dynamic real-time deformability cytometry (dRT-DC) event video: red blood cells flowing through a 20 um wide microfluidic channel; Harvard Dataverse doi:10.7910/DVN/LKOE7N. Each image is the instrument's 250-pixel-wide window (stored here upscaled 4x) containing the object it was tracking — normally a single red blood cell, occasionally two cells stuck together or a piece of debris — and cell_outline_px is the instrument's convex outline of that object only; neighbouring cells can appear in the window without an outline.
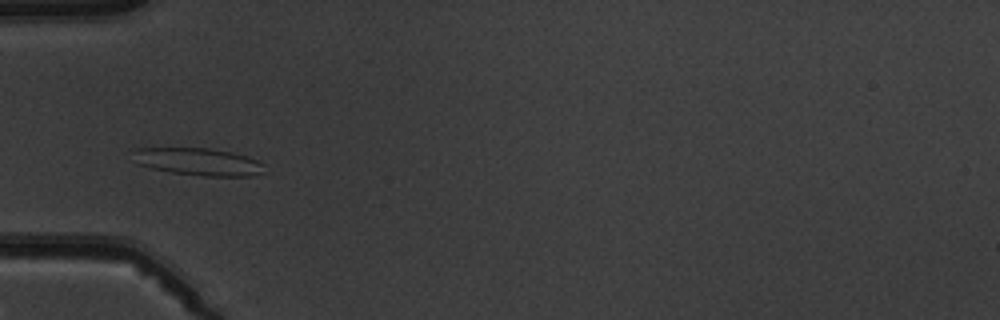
{"species": "common noctule bat (a hibernating species)", "species_latin": "Nyctalus noctula", "temperature_condition": "warm", "stored_images_in_passage": 7, "camera_frame_rate_fps": 3000, "um_per_image_px": 0.085, "animal": {"sex": "male", "body_mass_g": 19.5, "forearm_length_mm": 54.6}, "frame": {"image": 1, "passage_image": 4, "time_ms": 4.333, "image_size_px": [1000, 320], "cell_outline_px": [[264, 172], [252, 176], [204, 176], [172, 172], [152, 168], [136, 164], [136, 148], [212, 148], [232, 152], [248, 156], [264, 164]], "centroid_in_image_um": [16.93, 13.75], "position_along_channel_um": 68.1, "area_um2": 20.87}}
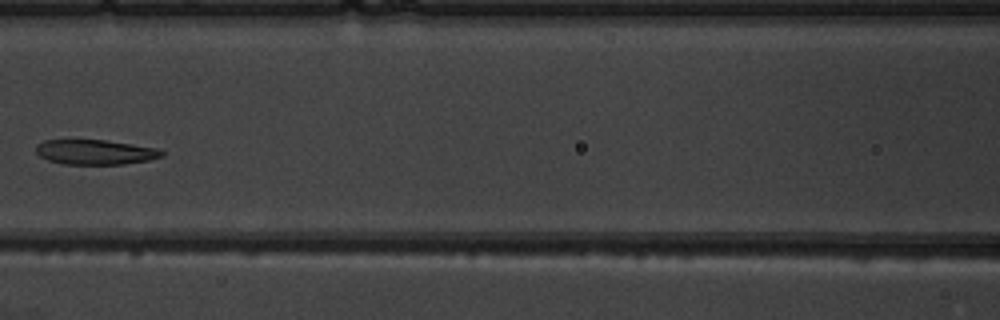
{"frame": {"image": 2, "passage_image": 6, "time_ms": 6.667, "image_size_px": [1000, 320], "cell_outline_px": [[164, 156], [148, 160], [124, 164], [64, 164], [48, 160], [40, 156], [36, 152], [36, 144], [44, 140], [104, 140], [132, 144], [156, 148], [164, 152]], "centroid_in_image_um": [8.08, 12.93], "position_along_channel_um": 158.5, "area_um2": 18.15}}
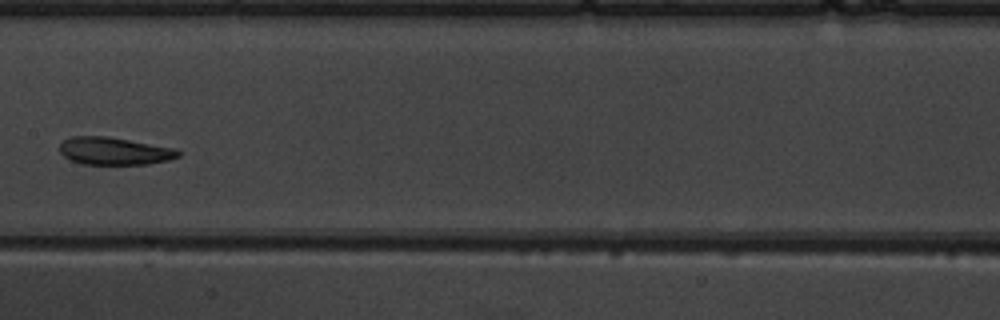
{"frame": {"image": 3, "passage_image": 7, "time_ms": 7.667, "image_size_px": [1000, 320], "cell_outline_px": [[184, 152], [180, 156], [168, 160], [148, 164], [80, 164], [64, 156], [60, 152], [60, 144], [64, 140], [72, 136], [108, 136], [176, 148]], "centroid_in_image_um": [9.76, 12.83], "position_along_channel_um": 197.6, "area_um2": 19.19}}